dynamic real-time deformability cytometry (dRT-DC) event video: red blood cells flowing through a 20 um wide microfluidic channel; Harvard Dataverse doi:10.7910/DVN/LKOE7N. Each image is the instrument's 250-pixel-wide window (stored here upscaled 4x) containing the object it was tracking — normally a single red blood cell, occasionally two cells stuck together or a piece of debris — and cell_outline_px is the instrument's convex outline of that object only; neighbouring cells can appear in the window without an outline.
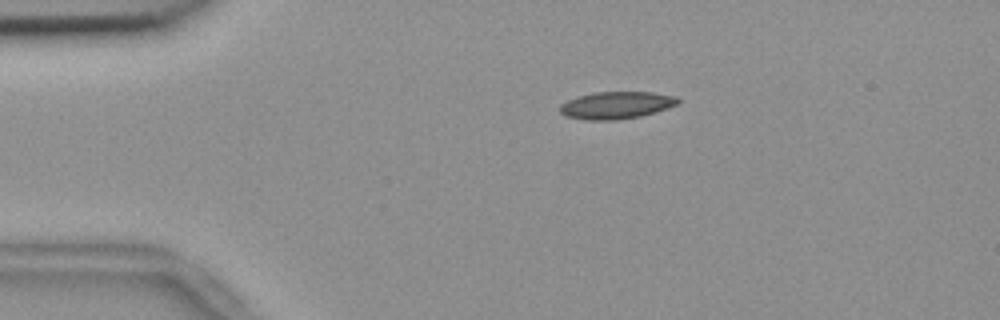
{"species": "common noctule bat (a hibernating species)", "species_latin": "Nyctalus noctula", "temperature_condition": "room temperature", "stored_images_in_passage": 45, "camera_frame_rate_fps": 3000, "um_per_image_px": 0.085, "animal": {"sex": "female", "body_mass_g": 18.4}, "frame": {"image": 1, "passage_image": 1, "time_ms": 0.0, "image_size_px": [1000, 320], "cell_outline_px": [[680, 104], [668, 108], [640, 116], [616, 120], [588, 120], [568, 116], [560, 112], [560, 104], [576, 96], [596, 92], [652, 92], [676, 96], [680, 100]], "centroid_in_image_um": [52.41, 8.93], "position_along_channel_um": 32.6, "area_um2": 18.73}}
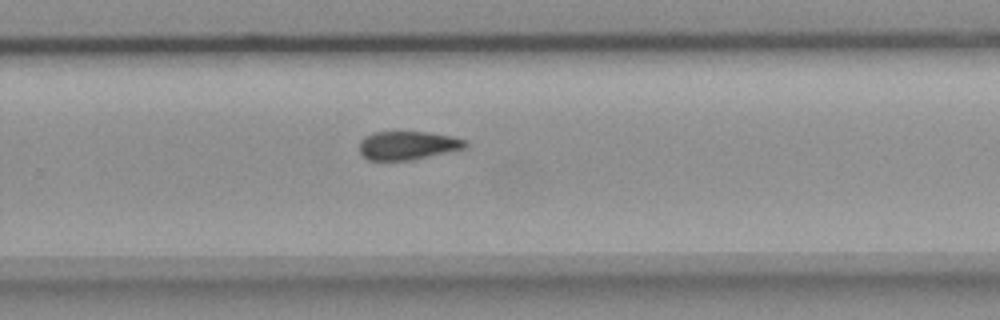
{"frame": {"image": 2, "passage_image": 26, "time_ms": 8.333, "image_size_px": [1000, 320], "cell_outline_px": [[468, 144], [464, 148], [412, 160], [368, 160], [360, 152], [360, 140], [364, 136], [372, 132], [428, 132], [452, 136], [468, 140]], "centroid_in_image_um": [34.65, 12.35], "position_along_channel_um": 295.1, "area_um2": 17.63}}
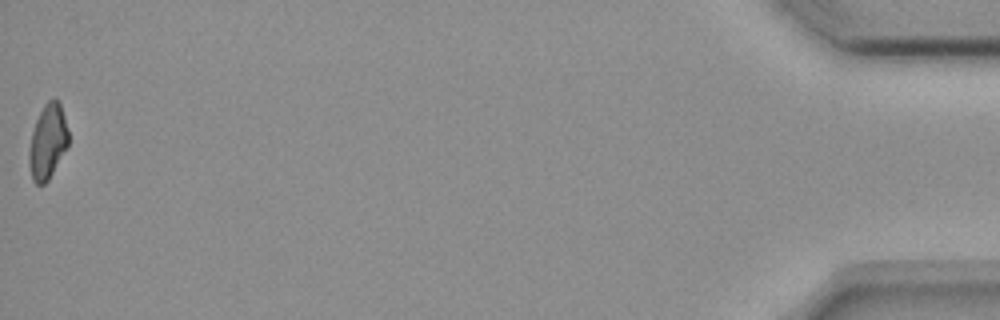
{"frame": {"image": 3, "passage_image": 45, "time_ms": 14.667, "image_size_px": [1000, 320], "cell_outline_px": [[68, 144], [48, 180], [44, 184], [36, 184], [32, 180], [28, 164], [28, 152], [32, 132], [36, 120], [44, 104], [48, 100], [56, 96], [60, 104], [68, 128]], "centroid_in_image_um": [4.03, 12.02], "position_along_channel_um": 431.2, "area_um2": 17.11}, "authors_computed_cell_mechanics": {"area_um2": 18.5538, "velocity_mm_per_s": 3.6859, "shape_relaxation_time_tau1_ms": null, "shape_relaxation_time_tau2_ms": 8.7274, "deformation_change_tau1": null, "deformation_change_tau2": 0.1684}}